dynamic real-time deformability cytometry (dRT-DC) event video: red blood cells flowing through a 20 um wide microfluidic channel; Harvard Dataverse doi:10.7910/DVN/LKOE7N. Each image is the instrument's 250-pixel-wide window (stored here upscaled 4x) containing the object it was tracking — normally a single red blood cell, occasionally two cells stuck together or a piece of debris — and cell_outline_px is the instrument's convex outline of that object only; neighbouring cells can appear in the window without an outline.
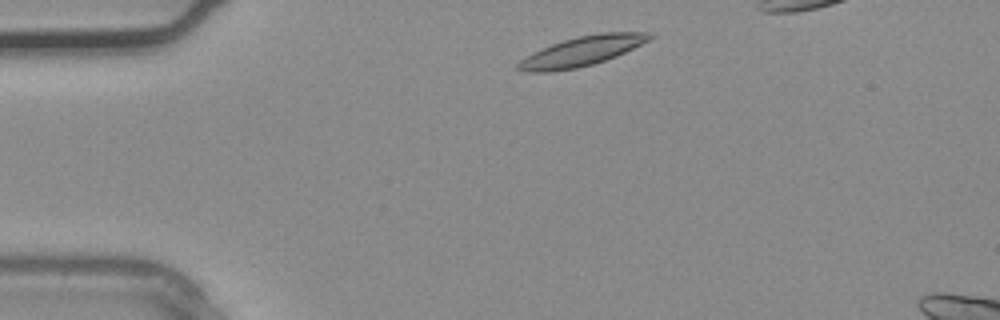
{"species": "common noctule bat (a hibernating species)", "species_latin": "Nyctalus noctula", "temperature_condition": "warm", "stored_images_in_passage": 3, "segment_of_instrument_passage": [2, 2], "camera_frame_rate_fps": 3000, "um_per_image_px": 0.085, "animal": {"sex": "male", "body_mass_g": 20.4}, "frame": {"image": 1, "passage_image": 3, "time_ms": 0.667, "image_size_px": [1000, 320], "cell_outline_px": [[656, 36], [616, 56], [592, 64], [576, 68], [548, 72], [520, 72], [516, 68], [516, 64], [520, 60], [532, 52], [552, 44], [564, 40], [580, 36], [600, 32], [652, 32]], "centroid_in_image_um": [49.42, 4.35], "position_along_channel_um": 35.6, "area_um2": 22.54}}